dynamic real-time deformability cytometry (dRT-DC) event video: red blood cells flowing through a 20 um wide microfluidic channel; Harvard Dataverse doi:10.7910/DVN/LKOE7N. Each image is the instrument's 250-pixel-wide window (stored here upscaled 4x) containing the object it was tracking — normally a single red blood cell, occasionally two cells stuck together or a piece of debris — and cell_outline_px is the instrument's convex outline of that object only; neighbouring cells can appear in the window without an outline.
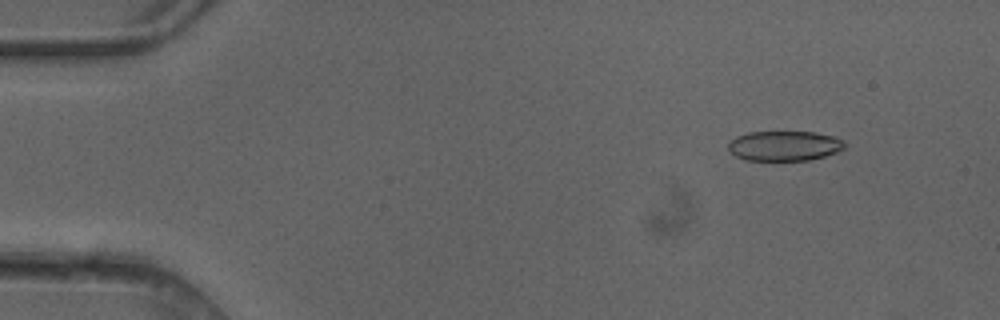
{"species": "common noctule bat (a hibernating species)", "species_latin": "Nyctalus noctula", "temperature_condition": "cold", "stored_images_in_passage": 5, "camera_frame_rate_fps": 3000, "um_per_image_px": 0.085, "animal": {"sex": "female"}, "frame": {"image": 1, "passage_image": 2, "time_ms": 0.333, "image_size_px": [1000, 320], "cell_outline_px": [[848, 144], [844, 148], [836, 152], [824, 156], [808, 160], [744, 160], [728, 152], [728, 140], [736, 136], [748, 132], [816, 132], [836, 136], [844, 140]], "centroid_in_image_um": [66.66, 12.39], "position_along_channel_um": 18.3, "area_um2": 20.63}}
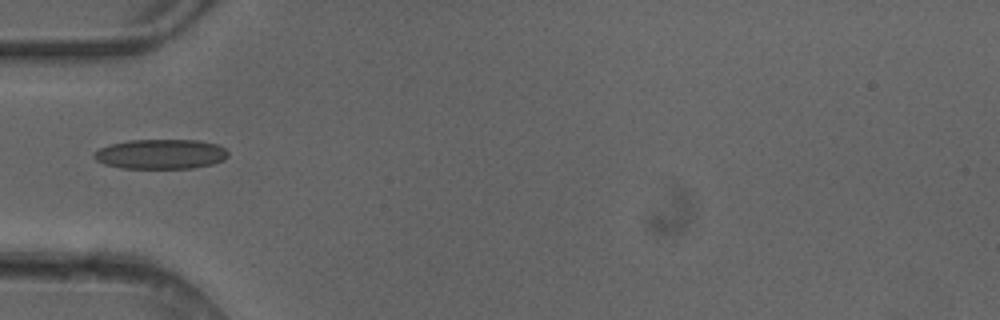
{"frame": {"image": 2, "passage_image": 5, "time_ms": 1.333, "image_size_px": [1000, 320], "cell_outline_px": [[228, 156], [224, 160], [212, 164], [192, 168], [120, 168], [104, 164], [96, 160], [92, 156], [100, 148], [108, 144], [128, 140], [200, 140], [216, 144], [224, 148], [228, 152]], "centroid_in_image_um": [13.65, 13.09], "position_along_channel_um": 71.3, "area_um2": 23.35}}